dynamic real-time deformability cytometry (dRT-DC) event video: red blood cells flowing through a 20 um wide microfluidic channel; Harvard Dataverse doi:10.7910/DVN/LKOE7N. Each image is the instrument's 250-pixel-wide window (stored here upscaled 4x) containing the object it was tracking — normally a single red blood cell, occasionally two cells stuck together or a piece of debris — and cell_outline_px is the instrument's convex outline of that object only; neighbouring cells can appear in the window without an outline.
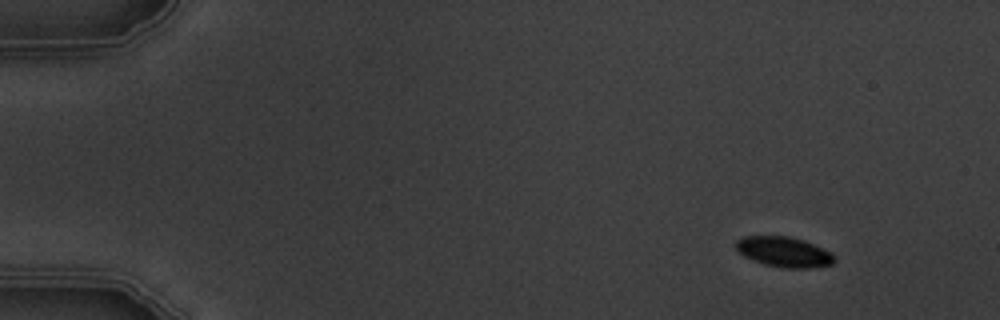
{"species": "common noctule bat (a hibernating species)", "species_latin": "Nyctalus noctula", "temperature_condition": "warm", "stored_images_in_passage": 4, "camera_frame_rate_fps": 3000, "um_per_image_px": 0.085, "animal": {"sex": "male", "body_mass_g": 19.5, "forearm_length_mm": 54.6}, "frame": {"image": 1, "passage_image": 1, "time_ms": 0.0, "image_size_px": [1000, 320], "cell_outline_px": [[836, 260], [832, 264], [816, 268], [784, 268], [764, 264], [752, 260], [744, 256], [736, 248], [736, 240], [744, 236], [788, 236], [804, 240], [832, 252]], "centroid_in_image_um": [66.67, 21.42], "position_along_channel_um": 18.3, "area_um2": 17.46}}
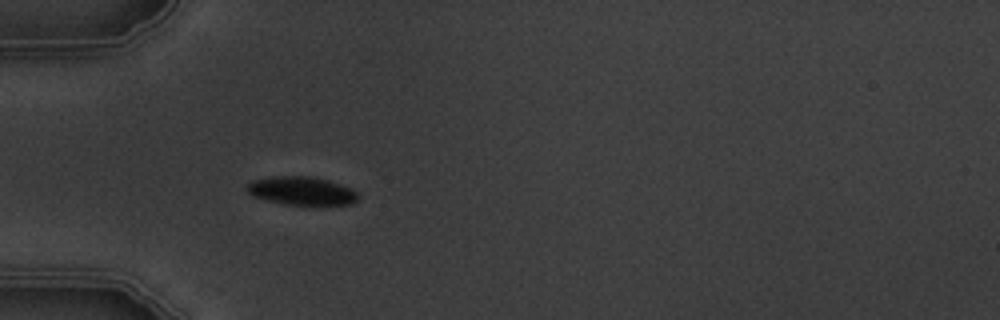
{"frame": {"image": 2, "passage_image": 4, "time_ms": 4.0, "image_size_px": [1000, 320], "cell_outline_px": [[360, 196], [352, 204], [284, 204], [252, 196], [244, 188], [252, 180], [272, 176], [312, 176], [328, 180], [352, 188]], "centroid_in_image_um": [25.62, 16.2], "position_along_channel_um": 59.4, "area_um2": 18.32}}